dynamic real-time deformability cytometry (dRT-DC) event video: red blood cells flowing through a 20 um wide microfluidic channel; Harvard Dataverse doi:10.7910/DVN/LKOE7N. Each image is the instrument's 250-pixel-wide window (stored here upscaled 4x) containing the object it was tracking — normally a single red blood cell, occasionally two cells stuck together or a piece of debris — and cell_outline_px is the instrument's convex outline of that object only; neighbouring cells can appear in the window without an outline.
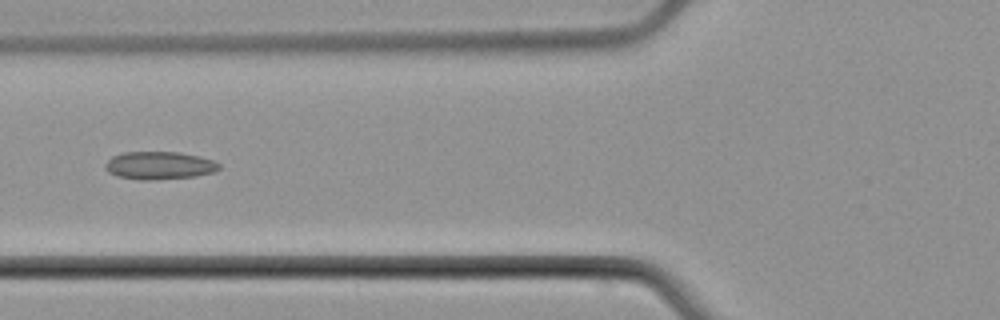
{"species": "common noctule bat (a hibernating species)", "species_latin": "Nyctalus noctula", "temperature_condition": "cold", "stored_images_in_passage": 6, "camera_frame_rate_fps": 3000, "um_per_image_px": 0.085, "animal": {"sex": "male", "body_mass_g": 21.5, "forearm_length_mm": 52.0}, "frame": {"image": 1, "passage_image": 6, "time_ms": 7.0, "image_size_px": [1000, 320], "cell_outline_px": [[220, 168], [216, 172], [196, 176], [156, 180], [140, 180], [116, 176], [108, 172], [104, 168], [104, 164], [112, 156], [124, 152], [180, 152], [200, 156], [212, 160], [220, 164]], "centroid_in_image_um": [13.54, 14.07], "position_along_channel_um": 112.3, "area_um2": 18.73}}